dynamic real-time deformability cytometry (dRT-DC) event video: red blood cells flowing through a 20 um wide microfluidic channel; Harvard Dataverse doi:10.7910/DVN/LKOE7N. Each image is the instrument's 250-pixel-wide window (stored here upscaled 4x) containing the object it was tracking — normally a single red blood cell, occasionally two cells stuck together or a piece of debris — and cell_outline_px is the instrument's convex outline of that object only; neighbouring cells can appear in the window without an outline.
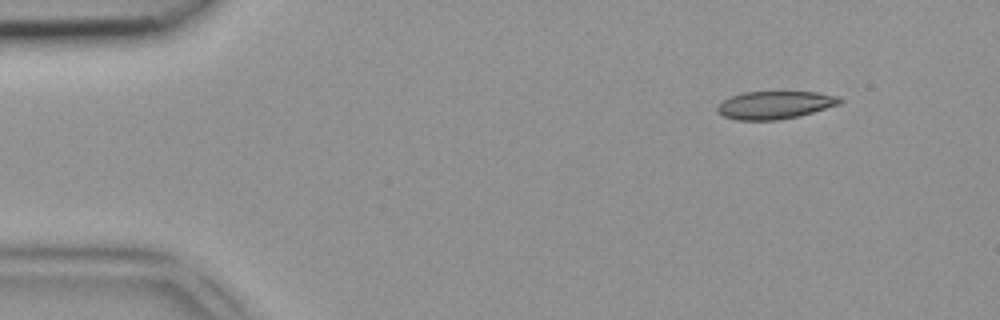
{"species": "common noctule bat (a hibernating species)", "species_latin": "Nyctalus noctula", "temperature_condition": "room temperature", "stored_images_in_passage": 4, "segment_of_instrument_passage": [2, 2], "camera_frame_rate_fps": 3000, "um_per_image_px": 0.085, "animal": {"sex": "female", "body_mass_g": 18.4}, "frame": {"image": 1, "passage_image": 4, "time_ms": 1.0, "image_size_px": [1000, 320], "cell_outline_px": [[844, 100], [840, 104], [800, 116], [780, 120], [736, 120], [724, 116], [716, 108], [724, 100], [732, 96], [744, 92], [816, 92], [840, 96]], "centroid_in_image_um": [65.93, 8.93], "position_along_channel_um": 19.1, "area_um2": 19.83}}